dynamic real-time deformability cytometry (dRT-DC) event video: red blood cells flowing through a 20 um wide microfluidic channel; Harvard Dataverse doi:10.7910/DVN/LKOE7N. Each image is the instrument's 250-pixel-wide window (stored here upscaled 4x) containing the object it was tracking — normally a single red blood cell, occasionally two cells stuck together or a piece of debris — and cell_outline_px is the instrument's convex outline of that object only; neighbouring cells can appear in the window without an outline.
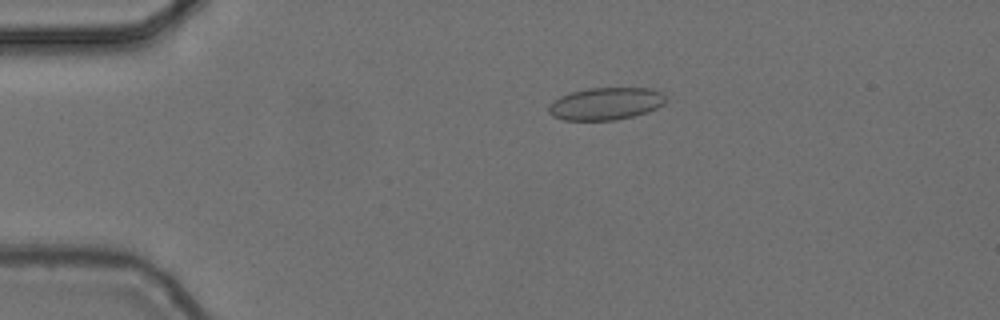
{"species": "common noctule bat (a hibernating species)", "species_latin": "Nyctalus noctula", "temperature_condition": "cold", "stored_images_in_passage": 30, "camera_frame_rate_fps": 3000, "um_per_image_px": 0.085, "animal": {"sex": "female", "body_mass_g": 24.6, "forearm_length_mm": 56.2}, "frame": {"image": 1, "passage_image": 1, "time_ms": 0.0, "image_size_px": [1000, 320], "cell_outline_px": [[668, 100], [664, 104], [656, 108], [632, 116], [616, 120], [564, 120], [552, 116], [548, 112], [548, 104], [552, 100], [560, 96], [572, 92], [588, 88], [652, 88], [660, 92]], "centroid_in_image_um": [51.45, 8.81], "position_along_channel_um": 33.5, "area_um2": 22.14}}
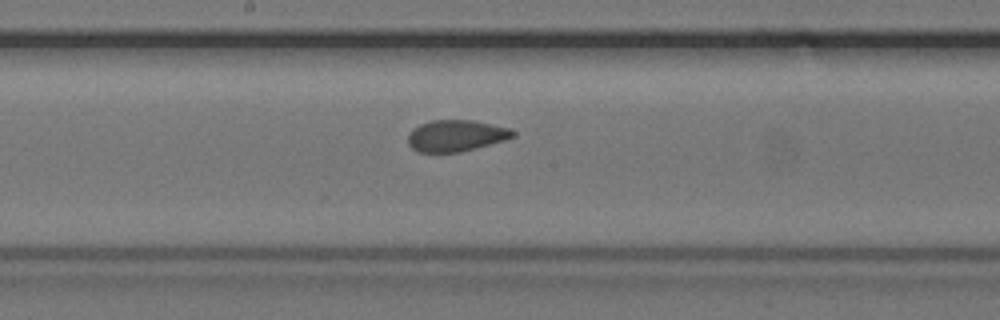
{"frame": {"image": 2, "passage_image": 19, "time_ms": 6.0, "image_size_px": [1000, 320], "cell_outline_px": [[516, 136], [504, 140], [460, 152], [416, 152], [408, 144], [408, 136], [412, 128], [420, 124], [432, 120], [472, 120], [508, 128], [516, 132]], "centroid_in_image_um": [38.73, 11.53], "position_along_channel_um": 209.5, "area_um2": 19.13}}
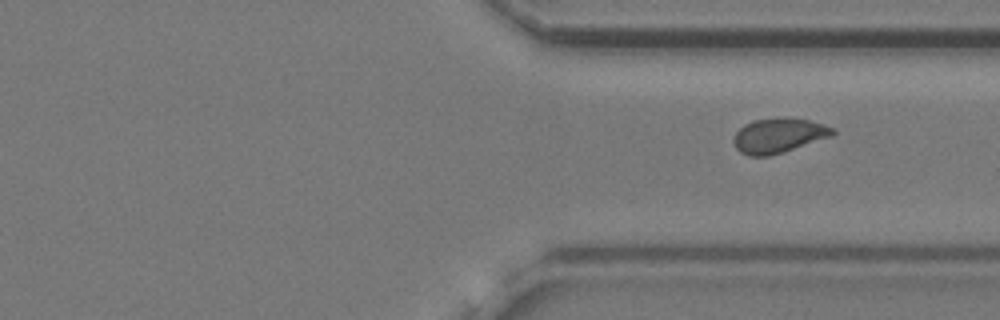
{"frame": {"image": 3, "passage_image": 30, "time_ms": 9.667, "image_size_px": [1000, 320], "cell_outline_px": [[836, 132], [832, 136], [784, 152], [768, 156], [748, 156], [740, 152], [732, 144], [732, 136], [744, 124], [752, 120], [808, 120], [824, 124], [836, 128]], "centroid_in_image_um": [66.16, 11.56], "position_along_channel_um": 345.2, "area_um2": 19.71}}